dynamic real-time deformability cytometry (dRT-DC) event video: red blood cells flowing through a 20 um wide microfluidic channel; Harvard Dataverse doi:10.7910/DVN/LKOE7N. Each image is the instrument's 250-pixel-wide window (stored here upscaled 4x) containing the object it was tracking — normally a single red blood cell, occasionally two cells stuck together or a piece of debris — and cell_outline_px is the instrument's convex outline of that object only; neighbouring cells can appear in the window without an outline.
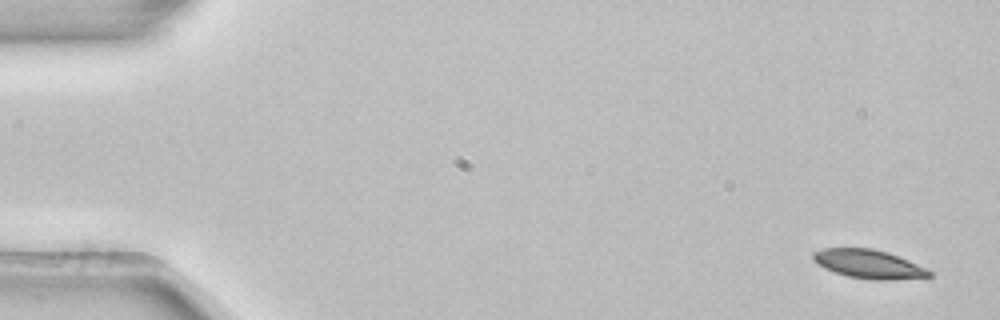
{"species": "common noctule bat (a hibernating species)", "species_latin": "Nyctalus noctula", "temperature_condition": "room temperature", "stored_images_in_passage": 4, "camera_frame_rate_fps": 3000, "um_per_image_px": 0.085, "animal": {"sex": "female", "body_mass_g": 22.7, "forearm_length_mm": 54.2}, "frame": {"image": 1, "passage_image": 1, "time_ms": 0.0, "image_size_px": [1000, 320], "cell_outline_px": [[932, 276], [888, 280], [872, 280], [848, 276], [824, 268], [816, 264], [812, 260], [812, 252], [824, 248], [872, 248], [888, 252], [908, 260], [932, 272]], "centroid_in_image_um": [73.78, 22.43], "position_along_channel_um": 11.2, "area_um2": 19.36}}
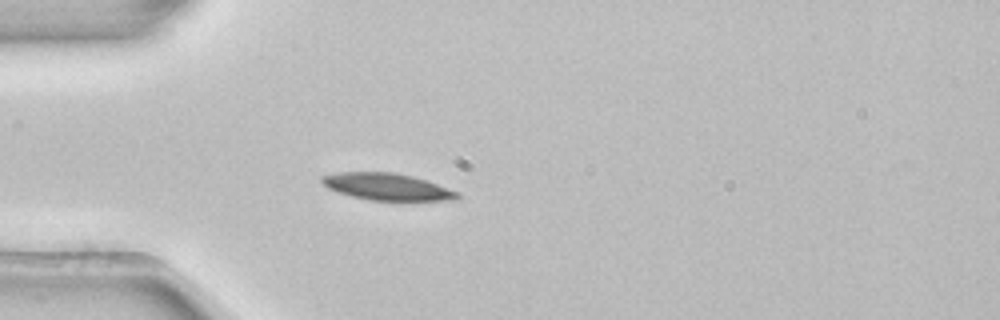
{"frame": {"image": 2, "passage_image": 4, "time_ms": 1.0, "image_size_px": [1000, 320], "cell_outline_px": [[460, 196], [456, 200], [368, 200], [352, 196], [328, 188], [320, 180], [320, 176], [340, 172], [392, 172], [412, 176], [460, 192]], "centroid_in_image_um": [32.9, 15.87], "position_along_channel_um": 52.1, "area_um2": 20.98}}